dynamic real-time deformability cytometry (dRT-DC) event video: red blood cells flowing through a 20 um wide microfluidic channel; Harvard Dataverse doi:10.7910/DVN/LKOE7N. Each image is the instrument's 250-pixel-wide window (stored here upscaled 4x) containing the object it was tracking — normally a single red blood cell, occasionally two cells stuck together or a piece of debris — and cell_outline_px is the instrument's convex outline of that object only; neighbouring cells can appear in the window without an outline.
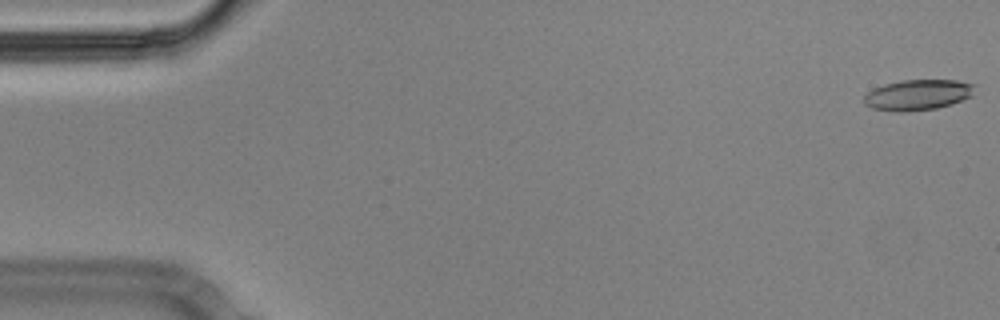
{"species": "Egyptian fruit bat (a non-hibernating species)", "species_latin": "Rousettus aegyptiacus", "temperature_condition": "cold", "stored_images_in_passage": 56, "camera_frame_rate_fps": 3000, "um_per_image_px": 0.085, "animal": {"sex": "male"}, "frame": {"image": 1, "passage_image": 1, "time_ms": 0.0, "image_size_px": [1000, 320], "cell_outline_px": [[976, 84], [972, 96], [952, 104], [936, 108], [900, 112], [896, 112], [872, 108], [864, 104], [864, 96], [872, 88], [884, 84], [900, 80], [956, 80]], "centroid_in_image_um": [78.01, 8.05], "position_along_channel_um": 7.0, "area_um2": 19.88}}
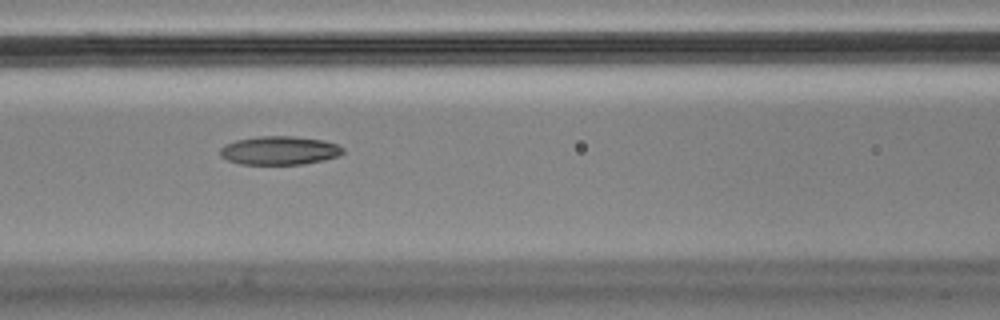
{"frame": {"image": 2, "passage_image": 24, "time_ms": 7.667, "image_size_px": [1000, 320], "cell_outline_px": [[344, 152], [340, 156], [324, 160], [304, 164], [240, 164], [228, 160], [220, 156], [220, 148], [224, 144], [236, 140], [260, 136], [292, 136], [324, 140], [336, 144], [344, 148]], "centroid_in_image_um": [23.77, 12.79], "position_along_channel_um": 142.8, "area_um2": 20.58}}
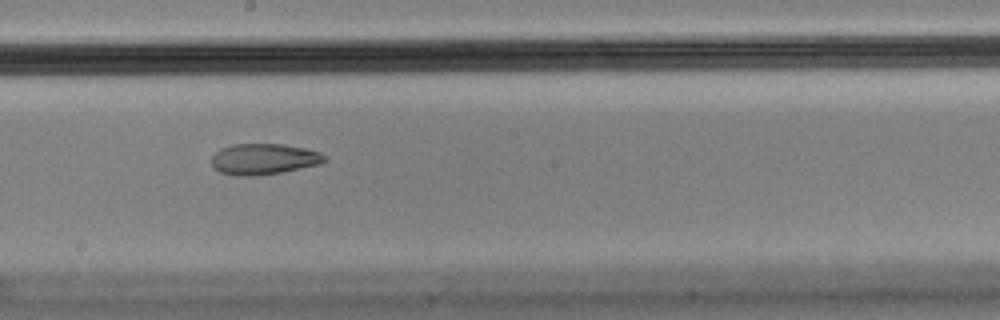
{"frame": {"image": 3, "passage_image": 31, "time_ms": 10.0, "image_size_px": [1000, 320], "cell_outline_px": [[328, 160], [320, 164], [280, 172], [256, 176], [236, 176], [220, 172], [212, 164], [212, 156], [220, 148], [232, 144], [284, 144], [304, 148], [320, 152]], "centroid_in_image_um": [22.41, 13.52], "position_along_channel_um": 225.8, "area_um2": 20.35}, "authors_computed_cell_mechanics": {"area_um2": 20.8947, "velocity_mm_per_s": 3.5582, "shape_relaxation_time_tau1_ms": null, "shape_relaxation_time_tau2_ms": 4.6991, "deformation_change_tau1": null, "deformation_change_tau2": 0.102}}